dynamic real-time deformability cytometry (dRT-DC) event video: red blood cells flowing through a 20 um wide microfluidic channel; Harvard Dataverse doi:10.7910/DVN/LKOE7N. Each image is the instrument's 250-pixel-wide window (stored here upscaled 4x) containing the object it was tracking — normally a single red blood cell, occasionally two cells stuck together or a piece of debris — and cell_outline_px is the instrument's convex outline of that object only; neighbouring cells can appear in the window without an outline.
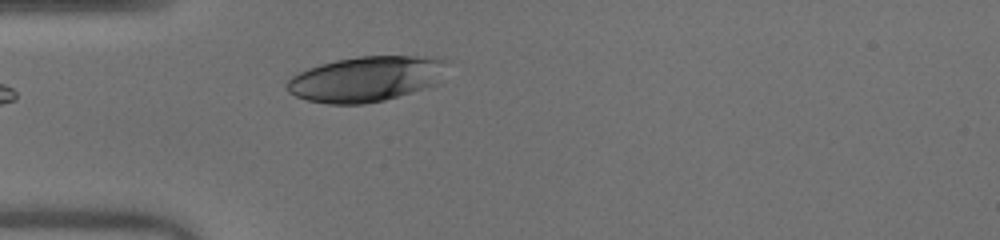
{"species": "human", "species_latin": "Homo sapiens", "temperature_condition": "warm", "stored_images_in_passage": 28, "camera_frame_rate_fps": 3000, "um_per_image_px": 0.085, "donor": {"sex": "male"}, "frame": {"image": 1, "passage_image": 2, "time_ms": 0.333, "image_size_px": [1000, 240], "cell_outline_px": [[448, 60], [436, 84], [424, 88], [384, 100], [364, 104], [328, 104], [308, 100], [296, 96], [288, 92], [288, 80], [292, 76], [308, 68], [320, 64], [336, 60], [360, 56], [440, 56]], "centroid_in_image_um": [31.12, 6.69], "position_along_channel_um": 53.9, "area_um2": 42.08}}
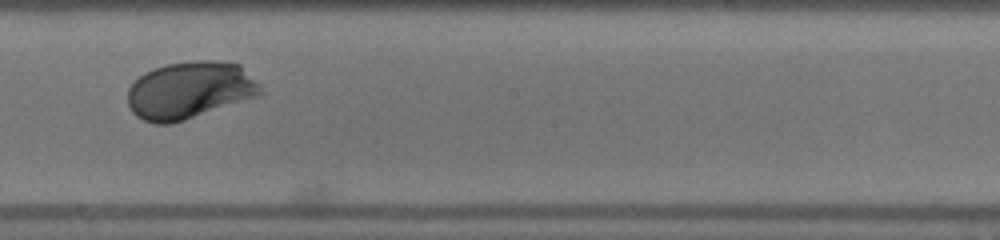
{"frame": {"image": 2, "passage_image": 16, "time_ms": 5.0, "image_size_px": [1000, 240], "cell_outline_px": [[264, 92], [256, 96], [172, 124], [156, 124], [144, 120], [136, 116], [132, 112], [128, 104], [128, 88], [144, 72], [168, 64], [192, 60], [216, 60], [240, 64], [260, 84]], "centroid_in_image_um": [16.12, 7.66], "position_along_channel_um": 232.1, "area_um2": 44.16}}
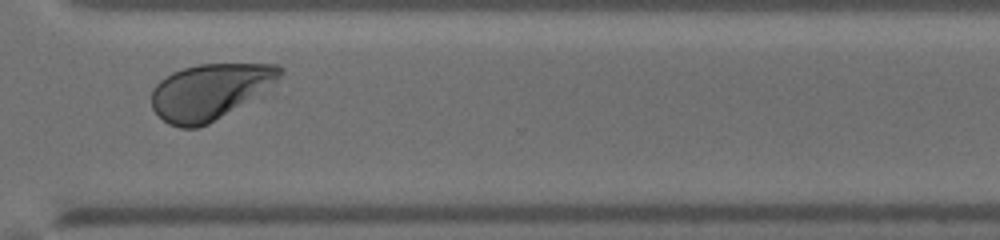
{"frame": {"image": 3, "passage_image": 25, "time_ms": 8.0, "image_size_px": [1000, 240], "cell_outline_px": [[284, 72], [276, 80], [208, 124], [196, 128], [180, 128], [168, 124], [152, 108], [152, 92], [156, 84], [160, 80], [172, 72], [184, 68], [200, 64], [280, 64], [284, 68]], "centroid_in_image_um": [17.76, 7.76], "position_along_channel_um": 352.8, "area_um2": 40.46}, "authors_computed_cell_mechanics": {"area_um2": 42.0784, "velocity_mm_per_s": 4.0078, "shape_relaxation_time_tau1_ms": 1.9832, "shape_relaxation_time_tau2_ms": null, "deformation_change_tau1": 0.1401, "deformation_change_tau2": null}}